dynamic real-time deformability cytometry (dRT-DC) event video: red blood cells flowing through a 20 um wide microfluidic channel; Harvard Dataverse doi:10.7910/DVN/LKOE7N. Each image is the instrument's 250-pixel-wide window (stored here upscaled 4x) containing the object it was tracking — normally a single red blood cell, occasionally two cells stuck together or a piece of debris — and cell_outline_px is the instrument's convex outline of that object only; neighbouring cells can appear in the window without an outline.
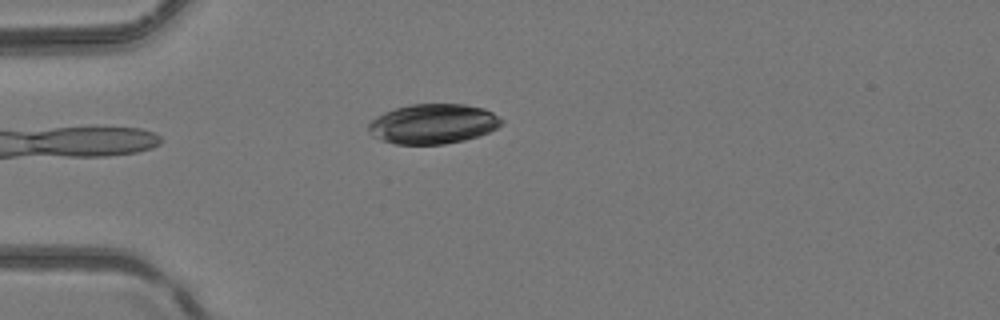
{"species": "common noctule bat (a hibernating species)", "species_latin": "Nyctalus noctula", "temperature_condition": "room temperature", "stored_images_in_passage": 2, "camera_frame_rate_fps": 3000, "um_per_image_px": 0.085, "animal": {"sex": "female", "body_mass_g": 24.6, "forearm_length_mm": 56.2}, "frame": {"image": 1, "passage_image": 1, "time_ms": 0.0, "image_size_px": [1000, 320], "cell_outline_px": [[504, 124], [488, 132], [464, 140], [444, 144], [396, 144], [380, 140], [372, 136], [368, 132], [368, 124], [376, 116], [384, 112], [396, 108], [412, 104], [464, 104], [484, 108], [492, 112], [504, 120]], "centroid_in_image_um": [36.8, 10.53], "position_along_channel_um": 48.2, "area_um2": 30.98}}